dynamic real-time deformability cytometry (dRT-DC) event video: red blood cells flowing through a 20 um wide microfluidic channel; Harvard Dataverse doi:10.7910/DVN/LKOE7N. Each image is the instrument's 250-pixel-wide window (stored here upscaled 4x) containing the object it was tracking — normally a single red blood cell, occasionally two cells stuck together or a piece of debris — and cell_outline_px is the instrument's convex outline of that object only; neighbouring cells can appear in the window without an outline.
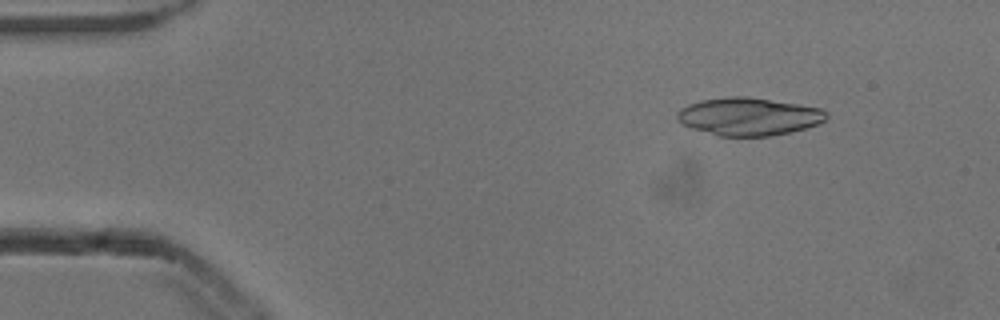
{"species": "common noctule bat (a hibernating species)", "species_latin": "Nyctalus noctula", "temperature_condition": "cold", "stored_images_in_passage": 49, "camera_frame_rate_fps": 3000, "um_per_image_px": 0.085, "animal": {"sex": "male", "body_mass_g": 13.3}, "frame": {"image": 1, "passage_image": 4, "time_ms": 1.0, "image_size_px": [1000, 320], "cell_outline_px": [[828, 116], [824, 120], [816, 124], [804, 128], [772, 136], [716, 136], [680, 124], [676, 120], [676, 112], [680, 108], [688, 104], [700, 100], [728, 96], [744, 96], [796, 104], [820, 108], [828, 112]], "centroid_in_image_um": [63.56, 9.9], "position_along_channel_um": 21.4, "area_um2": 32.89}}